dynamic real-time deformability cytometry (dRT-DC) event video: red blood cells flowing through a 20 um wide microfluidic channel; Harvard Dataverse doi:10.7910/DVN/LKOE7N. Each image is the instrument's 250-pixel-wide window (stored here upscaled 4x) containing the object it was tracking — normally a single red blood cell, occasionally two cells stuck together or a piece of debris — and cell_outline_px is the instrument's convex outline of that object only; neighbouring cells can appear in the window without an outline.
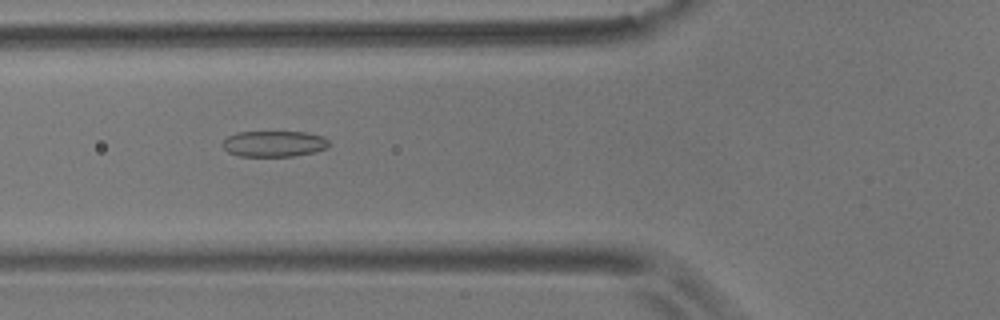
{"species": "common noctule bat (a hibernating species)", "species_latin": "Nyctalus noctula", "temperature_condition": "room temperature", "stored_images_in_passage": 55, "camera_frame_rate_fps": 3000, "um_per_image_px": 0.085, "animal": {"sex": "male", "body_mass_g": 17.9}, "frame": {"image": 1, "passage_image": 20, "time_ms": 6.333, "image_size_px": [1000, 320], "cell_outline_px": [[328, 148], [316, 152], [292, 156], [240, 156], [228, 152], [220, 144], [228, 136], [236, 132], [308, 132], [324, 136], [328, 140]], "centroid_in_image_um": [23.3, 12.21], "position_along_channel_um": 102.5, "area_um2": 16.24}}
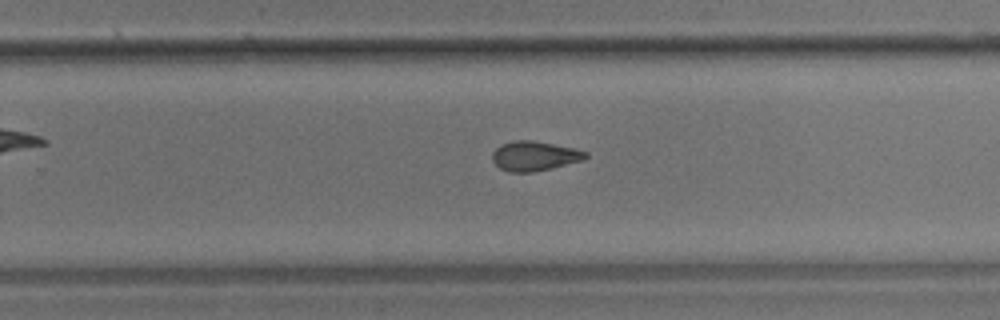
{"frame": {"image": 2, "passage_image": 35, "time_ms": 11.333, "image_size_px": [1000, 320], "cell_outline_px": [[588, 156], [584, 160], [552, 168], [532, 172], [508, 172], [500, 168], [492, 160], [492, 152], [500, 144], [516, 140], [532, 140], [572, 148], [588, 152]], "centroid_in_image_um": [45.41, 13.26], "position_along_channel_um": 284.4, "area_um2": 16.07}}
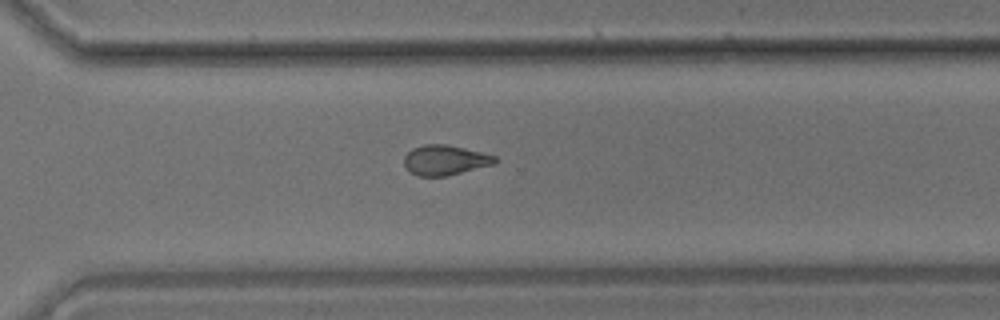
{"frame": {"image": 3, "passage_image": 39, "time_ms": 12.667, "image_size_px": [1000, 320], "cell_outline_px": [[496, 164], [448, 176], [416, 176], [408, 172], [404, 164], [404, 156], [412, 148], [424, 144], [444, 144], [464, 148], [496, 156]], "centroid_in_image_um": [37.8, 13.62], "position_along_channel_um": 332.8, "area_um2": 16.07}, "authors_computed_cell_mechanics": {"area_um2": 16.7042, "velocity_mm_per_s": 3.6384, "shape_relaxation_time_tau1_ms": null, "shape_relaxation_time_tau2_ms": 3.3046, "deformation_change_tau1": null, "deformation_change_tau2": 0.0982}}